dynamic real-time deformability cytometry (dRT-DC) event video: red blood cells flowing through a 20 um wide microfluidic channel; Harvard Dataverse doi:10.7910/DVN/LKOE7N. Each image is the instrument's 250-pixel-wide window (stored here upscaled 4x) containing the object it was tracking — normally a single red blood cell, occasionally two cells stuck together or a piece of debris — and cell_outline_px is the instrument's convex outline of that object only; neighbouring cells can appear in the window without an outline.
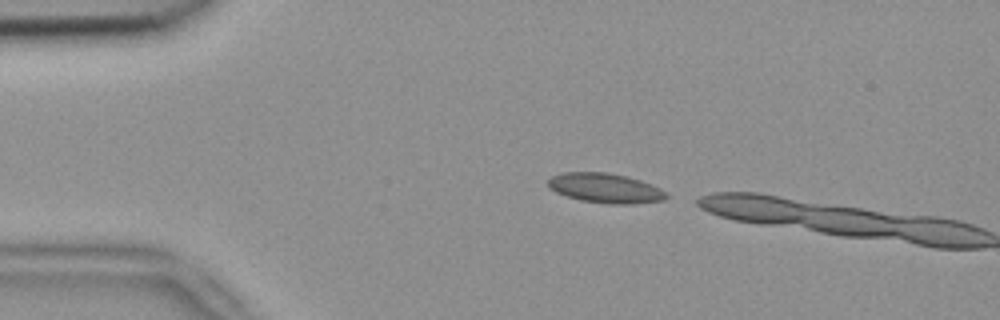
{"species": "common noctule bat (a hibernating species)", "species_latin": "Nyctalus noctula", "temperature_condition": "room temperature", "stored_images_in_passage": 2, "camera_frame_rate_fps": 3000, "um_per_image_px": 0.085, "animal": {"sex": "female", "body_mass_g": 18.4}, "frame": {"image": 1, "passage_image": 1, "time_ms": 0.0, "image_size_px": [1000, 320], "cell_outline_px": [[668, 196], [664, 200], [632, 204], [612, 204], [580, 200], [556, 192], [548, 188], [548, 180], [552, 176], [564, 172], [608, 172], [628, 176], [652, 184], [668, 192]], "centroid_in_image_um": [51.48, 15.98], "position_along_channel_um": 33.5, "area_um2": 20.58}}